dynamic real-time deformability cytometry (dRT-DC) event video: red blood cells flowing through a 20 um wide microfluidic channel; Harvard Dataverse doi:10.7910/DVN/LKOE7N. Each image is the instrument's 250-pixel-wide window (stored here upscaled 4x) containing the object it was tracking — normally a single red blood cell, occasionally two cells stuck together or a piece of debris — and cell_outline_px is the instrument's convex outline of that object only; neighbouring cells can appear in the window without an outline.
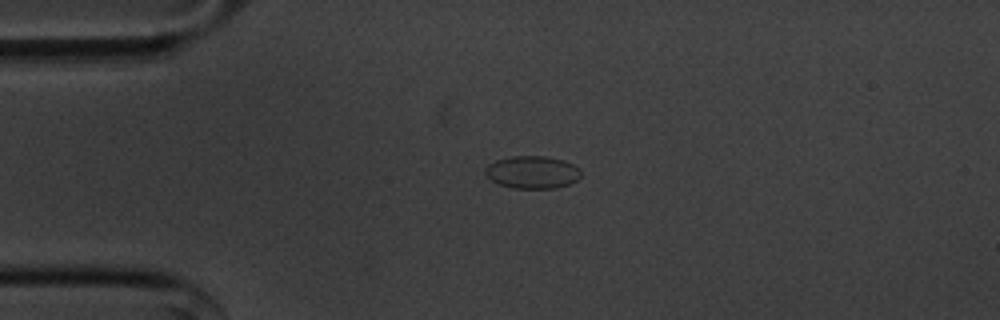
{"species": "common noctule bat (a hibernating species)", "species_latin": "Nyctalus noctula", "temperature_condition": "cold", "stored_images_in_passage": 43, "camera_frame_rate_fps": 3000, "um_per_image_px": 0.085, "animal": {"sex": "male", "body_mass_g": 20.1, "forearm_length_mm": 53.5}, "frame": {"image": 1, "passage_image": 1, "time_ms": 0.0, "image_size_px": [1000, 320], "cell_outline_px": [[580, 176], [576, 180], [568, 184], [552, 188], [512, 188], [500, 184], [492, 180], [484, 172], [484, 168], [488, 164], [496, 160], [512, 156], [544, 156], [564, 160], [580, 168]], "centroid_in_image_um": [45.23, 14.63], "position_along_channel_um": 39.8, "area_um2": 18.03}}
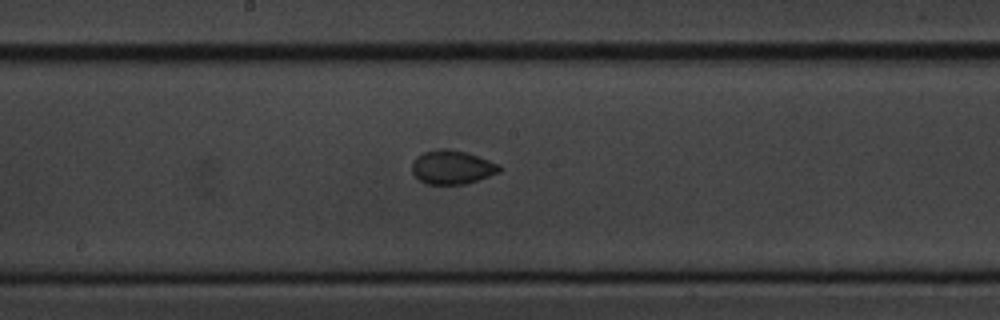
{"frame": {"image": 2, "passage_image": 17, "time_ms": 5.333, "image_size_px": [1000, 320], "cell_outline_px": [[500, 172], [464, 184], [424, 184], [412, 172], [412, 164], [416, 156], [424, 152], [436, 148], [448, 148], [464, 152], [500, 164]], "centroid_in_image_um": [38.39, 14.2], "position_along_channel_um": 209.8, "area_um2": 17.11}}
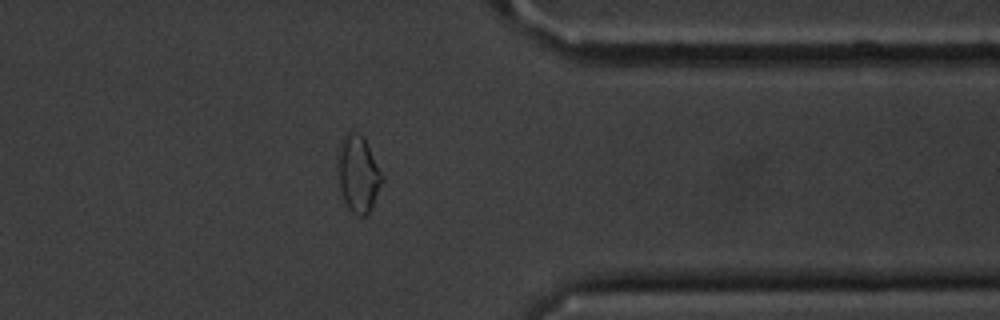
{"frame": {"image": 3, "passage_image": 32, "time_ms": 10.333, "image_size_px": [1000, 320], "cell_outline_px": [[384, 180], [368, 216], [356, 216], [348, 208], [344, 200], [340, 188], [336, 156], [340, 144], [344, 136], [348, 132], [356, 132], [364, 136], [384, 176]], "centroid_in_image_um": [30.46, 14.79], "position_along_channel_um": 380.9, "area_um2": 20.17}, "authors_computed_cell_mechanics": {"area_um2": 17.2822, "velocity_mm_per_s": 3.623, "shape_relaxation_time_tau1_ms": 3.3547, "shape_relaxation_time_tau2_ms": 2.3402, "deformation_change_tau1": 0.0842, "deformation_change_tau2": 0.0377}}